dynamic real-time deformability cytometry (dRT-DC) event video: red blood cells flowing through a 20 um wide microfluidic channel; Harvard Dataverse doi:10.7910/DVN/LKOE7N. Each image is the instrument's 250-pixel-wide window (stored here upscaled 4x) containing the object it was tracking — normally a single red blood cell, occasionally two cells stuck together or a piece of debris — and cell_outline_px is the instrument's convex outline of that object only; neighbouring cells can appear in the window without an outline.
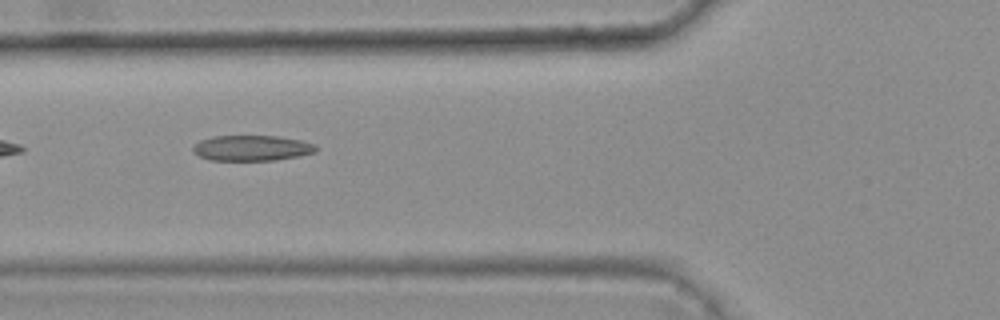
{"species": "common noctule bat (a hibernating species)", "species_latin": "Nyctalus noctula", "temperature_condition": "warm", "stored_images_in_passage": 7, "camera_frame_rate_fps": 3000, "um_per_image_px": 0.085, "animal": {"sex": "female", "body_mass_g": 25.1}, "frame": {"image": 1, "passage_image": 5, "time_ms": 1.333, "image_size_px": [1000, 320], "cell_outline_px": [[316, 152], [300, 156], [276, 160], [212, 160], [200, 156], [192, 152], [192, 148], [200, 140], [212, 136], [280, 136], [300, 140], [316, 144]], "centroid_in_image_um": [21.42, 12.58], "position_along_channel_um": 104.4, "area_um2": 18.32}}
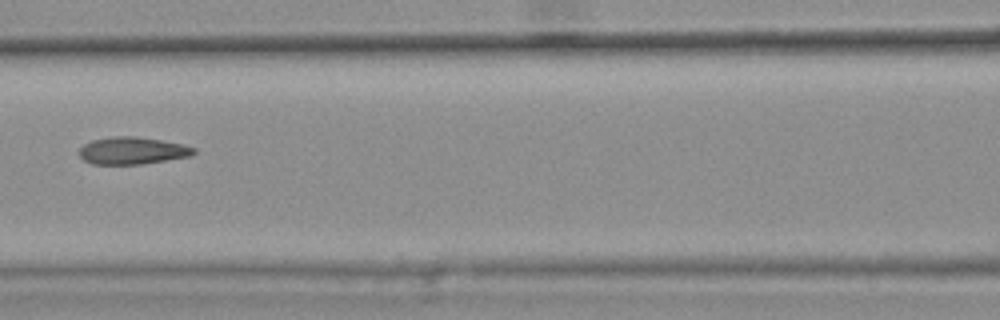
{"frame": {"image": 2, "passage_image": 6, "time_ms": 1.667, "image_size_px": [1000, 320], "cell_outline_px": [[196, 152], [192, 156], [140, 164], [92, 164], [84, 160], [80, 156], [80, 148], [84, 144], [92, 140], [112, 136], [136, 136], [184, 144], [196, 148]], "centroid_in_image_um": [11.27, 12.8], "position_along_channel_um": 155.3, "area_um2": 18.21}}